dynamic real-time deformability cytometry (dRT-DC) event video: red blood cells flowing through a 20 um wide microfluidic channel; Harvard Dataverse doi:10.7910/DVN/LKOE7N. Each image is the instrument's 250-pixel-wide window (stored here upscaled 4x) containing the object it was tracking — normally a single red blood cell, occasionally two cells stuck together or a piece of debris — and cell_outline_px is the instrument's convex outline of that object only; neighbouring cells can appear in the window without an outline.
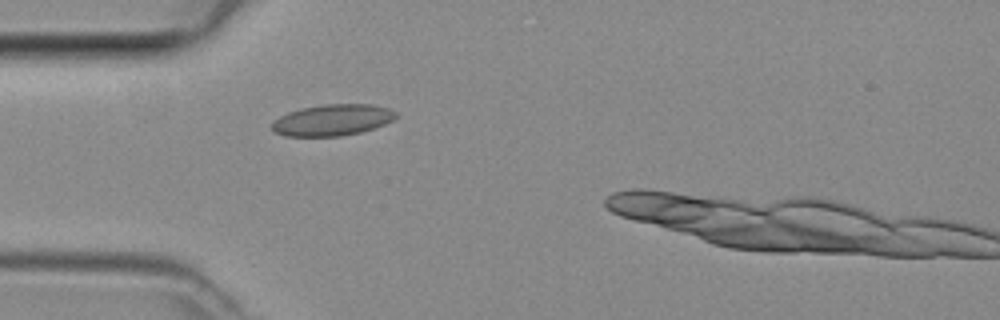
{"species": "common noctule bat (a hibernating species)", "species_latin": "Nyctalus noctula", "temperature_condition": "room temperature", "stored_images_in_passage": 4, "camera_frame_rate_fps": 3000, "um_per_image_px": 0.085, "animal": {"sex": "female", "body_mass_g": 29.2, "forearm_length_mm": 56.3}, "frame": {"image": 1, "passage_image": 4, "time_ms": 1.0, "image_size_px": [1000, 320], "cell_outline_px": [[396, 116], [392, 120], [384, 124], [360, 132], [340, 136], [284, 136], [272, 132], [272, 120], [288, 112], [300, 108], [324, 104], [372, 104], [388, 108], [396, 112]], "centroid_in_image_um": [28.2, 10.2], "position_along_channel_um": 56.8, "area_um2": 22.66}}